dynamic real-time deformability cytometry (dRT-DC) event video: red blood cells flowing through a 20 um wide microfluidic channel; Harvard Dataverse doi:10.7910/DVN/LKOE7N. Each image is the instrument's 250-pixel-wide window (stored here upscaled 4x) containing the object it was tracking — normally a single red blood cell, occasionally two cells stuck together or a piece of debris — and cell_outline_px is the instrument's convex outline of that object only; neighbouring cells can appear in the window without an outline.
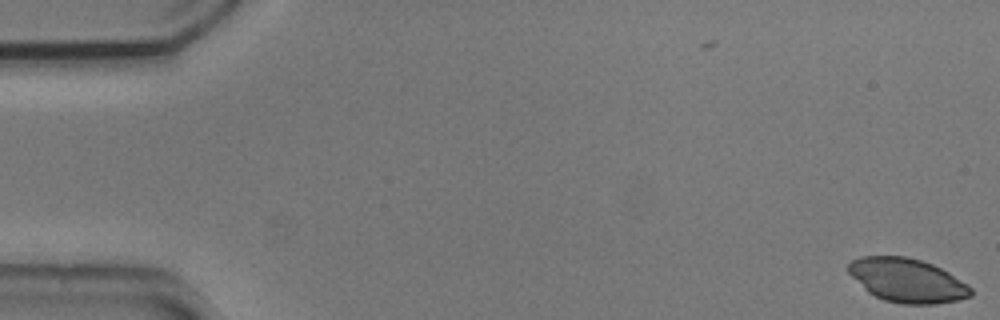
{"species": "common noctule bat (a hibernating species)", "species_latin": "Nyctalus noctula", "temperature_condition": "cold", "stored_images_in_passage": 14, "camera_frame_rate_fps": 3000, "um_per_image_px": 0.085, "animal": {"sex": "male", "body_mass_g": 20.5, "forearm_length_mm": 52.5}, "frame": {"image": 1, "passage_image": 1, "time_ms": 0.0, "image_size_px": [1000, 320], "cell_outline_px": [[972, 296], [960, 300], [936, 304], [900, 304], [884, 300], [868, 292], [848, 272], [848, 264], [852, 260], [860, 256], [904, 256], [920, 260], [932, 264], [948, 272], [968, 284], [972, 288]], "centroid_in_image_um": [77.13, 23.84], "position_along_channel_um": 7.9, "area_um2": 31.33}}